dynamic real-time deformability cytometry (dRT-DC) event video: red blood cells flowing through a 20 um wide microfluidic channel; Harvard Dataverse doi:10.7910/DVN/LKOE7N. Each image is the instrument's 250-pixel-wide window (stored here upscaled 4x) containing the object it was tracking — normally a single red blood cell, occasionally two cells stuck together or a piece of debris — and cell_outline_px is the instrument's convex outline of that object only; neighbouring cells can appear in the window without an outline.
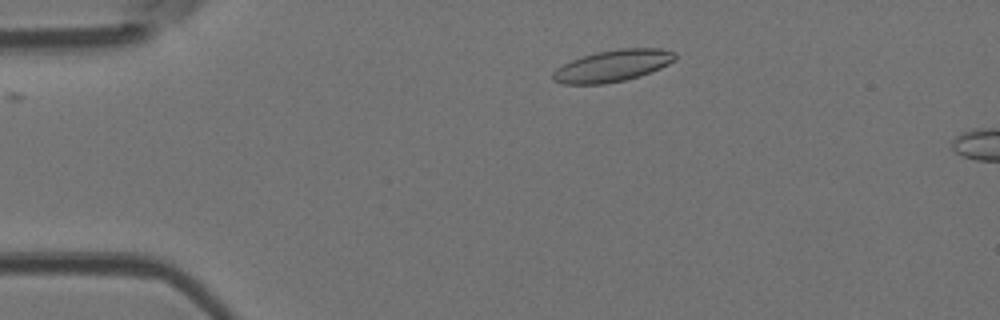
{"species": "Egyptian fruit bat (a non-hibernating species)", "species_latin": "Rousettus aegyptiacus", "temperature_condition": "room temperature", "stored_images_in_passage": 4, "camera_frame_rate_fps": 3000, "um_per_image_px": 0.085, "animal": {"sex": "female"}, "frame": {"image": 1, "passage_image": 2, "time_ms": 0.333, "image_size_px": [1000, 320], "cell_outline_px": [[676, 60], [660, 68], [640, 76], [624, 80], [604, 84], [564, 84], [552, 80], [552, 72], [556, 68], [572, 60], [596, 52], [620, 48], [660, 48], [676, 52]], "centroid_in_image_um": [52.09, 5.59], "position_along_channel_um": 32.9, "area_um2": 22.6}}